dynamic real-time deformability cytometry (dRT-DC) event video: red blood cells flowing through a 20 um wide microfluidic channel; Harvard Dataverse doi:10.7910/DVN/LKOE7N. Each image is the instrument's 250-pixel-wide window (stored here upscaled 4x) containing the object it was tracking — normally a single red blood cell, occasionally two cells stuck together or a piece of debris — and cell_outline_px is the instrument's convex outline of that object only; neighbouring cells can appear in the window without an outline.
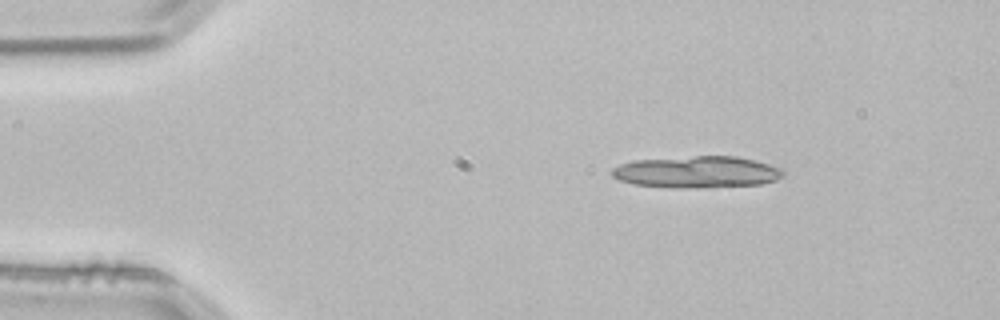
{"species": "common noctule bat (a hibernating species)", "species_latin": "Nyctalus noctula", "temperature_condition": "room temperature", "stored_images_in_passage": 3, "camera_frame_rate_fps": 3000, "um_per_image_px": 0.085, "animal": {"sex": "male", "body_mass_g": 21.5, "forearm_length_mm": 52.0}, "frame": {"image": 1, "passage_image": 1, "time_ms": 0.0, "image_size_px": [1000, 320], "cell_outline_px": [[784, 176], [776, 180], [760, 184], [712, 188], [672, 188], [632, 184], [620, 180], [612, 176], [612, 168], [620, 164], [632, 160], [696, 156], [736, 156], [756, 160], [784, 168]], "centroid_in_image_um": [59.27, 14.63], "position_along_channel_um": 25.7, "area_um2": 32.19}}